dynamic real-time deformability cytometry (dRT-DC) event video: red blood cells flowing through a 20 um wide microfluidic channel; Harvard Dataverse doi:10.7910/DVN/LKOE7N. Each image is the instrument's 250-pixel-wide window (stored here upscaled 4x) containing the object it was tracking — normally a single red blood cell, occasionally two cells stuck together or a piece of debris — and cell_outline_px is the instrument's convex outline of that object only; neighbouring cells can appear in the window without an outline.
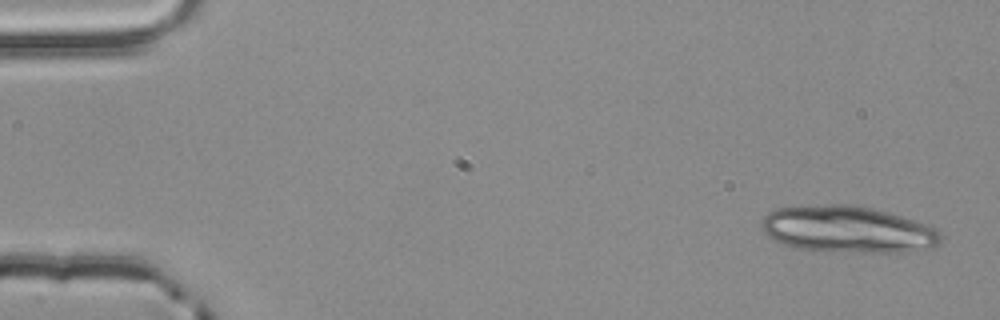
{"species": "common noctule bat (a hibernating species)", "species_latin": "Nyctalus noctula", "temperature_condition": "room temperature", "stored_images_in_passage": 4, "segment_of_instrument_passage": [2, 2], "camera_frame_rate_fps": 3000, "um_per_image_px": 0.085, "animal": {"sex": "male", "body_mass_g": 20.4}, "frame": {"image": 1, "passage_image": 4, "time_ms": 1.0, "image_size_px": [1000, 320], "cell_outline_px": [[940, 240], [936, 248], [912, 252], [840, 252], [792, 248], [780, 244], [768, 236], [760, 228], [760, 220], [768, 212], [776, 208], [800, 204], [852, 204], [872, 208], [888, 212], [936, 228], [940, 232]], "centroid_in_image_um": [71.99, 19.5], "position_along_channel_um": 13.0, "area_um2": 49.77}}